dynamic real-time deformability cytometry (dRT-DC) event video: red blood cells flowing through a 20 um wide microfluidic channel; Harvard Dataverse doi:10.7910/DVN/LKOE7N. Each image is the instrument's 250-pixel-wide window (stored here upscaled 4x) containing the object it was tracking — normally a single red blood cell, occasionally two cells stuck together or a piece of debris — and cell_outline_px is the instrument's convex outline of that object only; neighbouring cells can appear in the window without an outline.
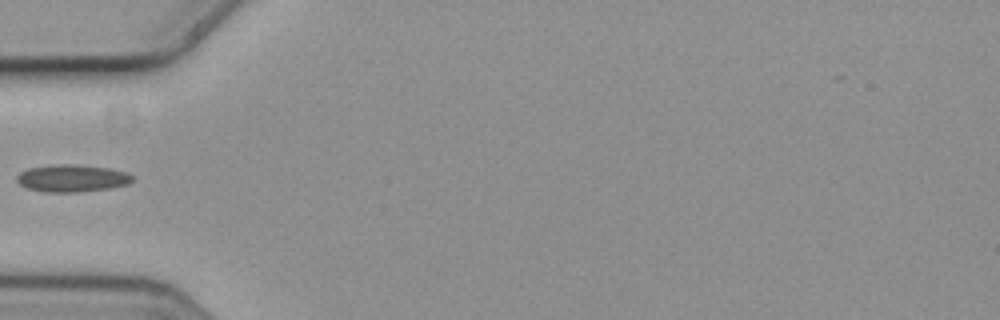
{"species": "common noctule bat (a hibernating species)", "species_latin": "Nyctalus noctula", "temperature_condition": "cold", "stored_images_in_passage": 39, "camera_frame_rate_fps": 3000, "um_per_image_px": 0.085, "animal": {"sex": "female", "body_mass_g": 19.3, "forearm_length_mm": 54.1}, "frame": {"image": 1, "passage_image": 1, "time_ms": 0.0, "image_size_px": [1000, 320], "cell_outline_px": [[132, 180], [128, 184], [108, 188], [80, 192], [44, 192], [28, 188], [20, 184], [16, 180], [16, 176], [20, 172], [28, 168], [52, 164], [76, 164], [108, 168], [128, 172], [132, 176]], "centroid_in_image_um": [6.1, 15.14], "position_along_channel_um": 78.9, "area_um2": 18.44}}
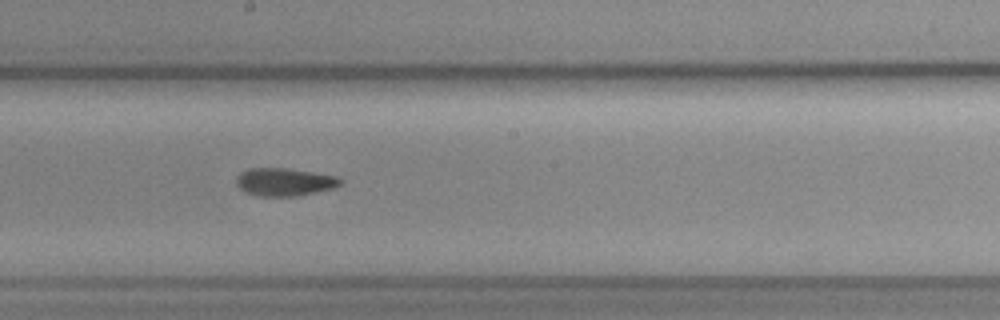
{"frame": {"image": 2, "passage_image": 13, "time_ms": 4.0, "image_size_px": [1000, 320], "cell_outline_px": [[344, 184], [336, 188], [296, 196], [256, 196], [240, 188], [236, 184], [236, 176], [240, 172], [248, 168], [284, 168], [312, 172], [336, 176], [344, 180]], "centroid_in_image_um": [24.21, 15.46], "position_along_channel_um": 224.0, "area_um2": 17.05}}
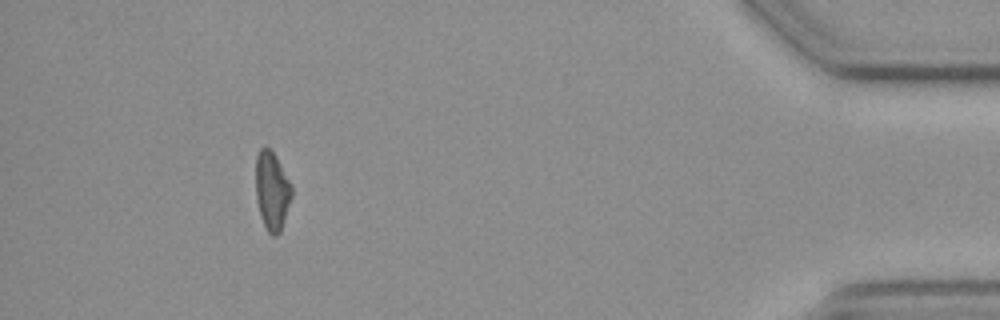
{"frame": {"image": 3, "passage_image": 34, "time_ms": 11.0, "image_size_px": [1000, 320], "cell_outline_px": [[292, 196], [280, 232], [276, 236], [272, 236], [264, 228], [260, 216], [256, 196], [256, 156], [260, 148], [264, 144], [276, 156], [292, 188]], "centroid_in_image_um": [23.1, 16.23], "position_along_channel_um": 412.1, "area_um2": 16.42}}